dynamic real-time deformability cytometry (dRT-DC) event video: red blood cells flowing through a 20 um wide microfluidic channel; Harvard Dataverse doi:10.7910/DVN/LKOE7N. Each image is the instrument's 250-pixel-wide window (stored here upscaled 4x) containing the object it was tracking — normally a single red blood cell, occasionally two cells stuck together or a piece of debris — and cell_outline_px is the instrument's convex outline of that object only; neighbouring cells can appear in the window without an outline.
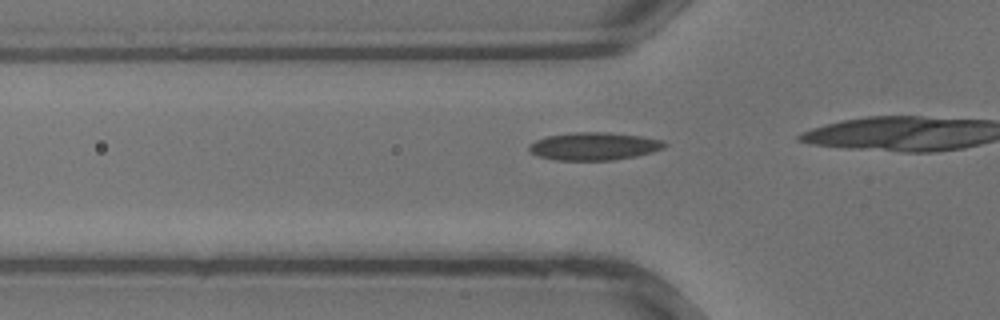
{"species": "common noctule bat (a hibernating species)", "species_latin": "Nyctalus noctula", "temperature_condition": "warm", "stored_images_in_passage": 5, "camera_frame_rate_fps": 3000, "um_per_image_px": 0.085, "animal": {"sex": "male", "body_mass_g": 13.3}, "frame": {"image": 1, "passage_image": 2, "time_ms": 0.333, "image_size_px": [1000, 320], "cell_outline_px": [[668, 144], [664, 148], [652, 152], [636, 156], [612, 160], [556, 160], [536, 156], [528, 148], [528, 144], [536, 140], [548, 136], [572, 132], [608, 132], [640, 136], [660, 140]], "centroid_in_image_um": [50.47, 12.43], "position_along_channel_um": 75.3, "area_um2": 21.91}}